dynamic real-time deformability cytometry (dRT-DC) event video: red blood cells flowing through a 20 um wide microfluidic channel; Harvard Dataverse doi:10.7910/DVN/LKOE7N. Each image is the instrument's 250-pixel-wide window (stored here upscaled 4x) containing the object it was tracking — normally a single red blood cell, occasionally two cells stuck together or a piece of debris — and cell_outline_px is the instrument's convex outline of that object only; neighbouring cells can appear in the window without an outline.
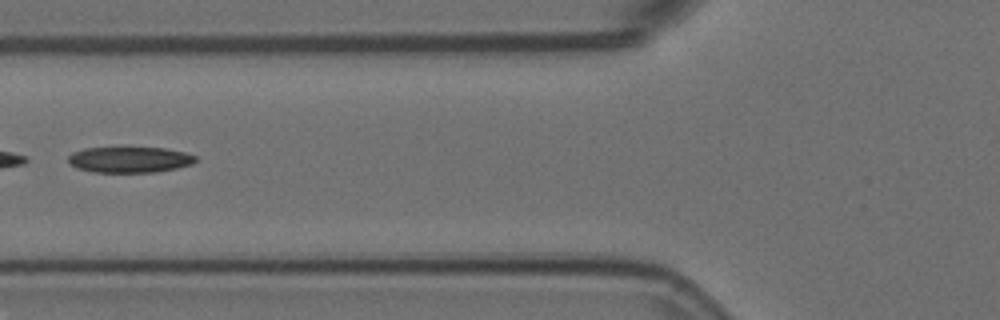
{"species": "Egyptian fruit bat (a non-hibernating species)", "species_latin": "Rousettus aegyptiacus", "temperature_condition": "room temperature", "stored_images_in_passage": 6, "camera_frame_rate_fps": 3000, "um_per_image_px": 0.085, "animal": {"sex": "female"}, "frame": {"image": 1, "passage_image": 3, "time_ms": 0.667, "image_size_px": [1000, 320], "cell_outline_px": [[196, 160], [192, 164], [176, 168], [156, 172], [92, 172], [76, 168], [68, 160], [68, 156], [72, 152], [84, 148], [164, 148], [184, 152], [196, 156]], "centroid_in_image_um": [11.0, 13.57], "position_along_channel_um": 114.8, "area_um2": 19.07}}
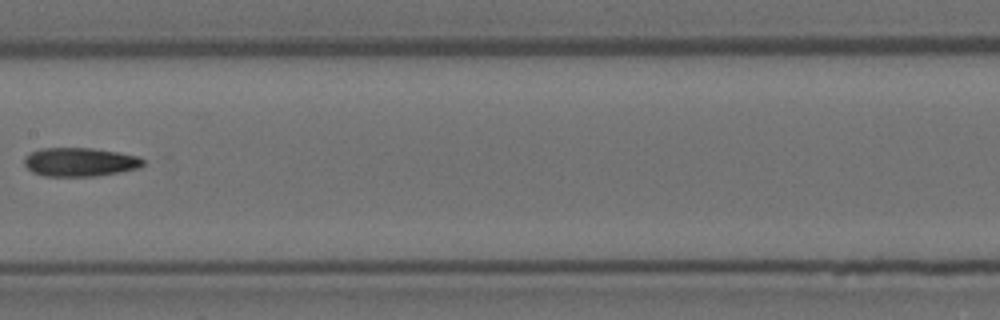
{"frame": {"image": 2, "passage_image": 5, "time_ms": 1.333, "image_size_px": [1000, 320], "cell_outline_px": [[144, 164], [140, 168], [120, 172], [96, 176], [44, 176], [32, 172], [24, 164], [24, 156], [40, 148], [92, 148], [120, 152], [140, 156], [144, 160]], "centroid_in_image_um": [6.82, 13.77], "position_along_channel_um": 200.6, "area_um2": 20.11}}
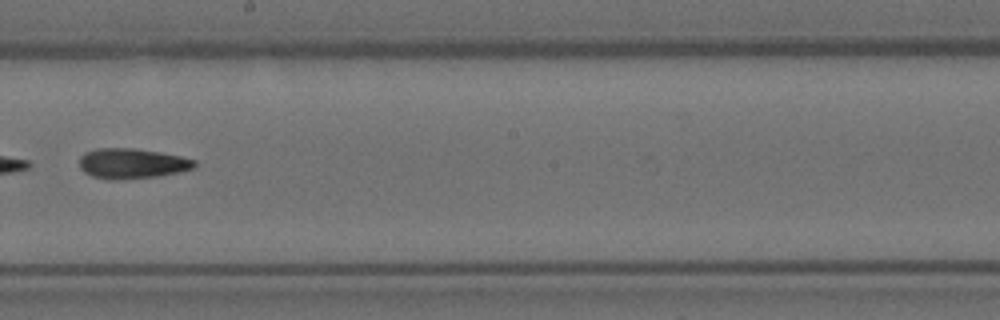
{"frame": {"image": 3, "passage_image": 6, "time_ms": 1.667, "image_size_px": [1000, 320], "cell_outline_px": [[196, 168], [180, 172], [156, 176], [112, 180], [92, 176], [84, 172], [80, 168], [80, 156], [84, 152], [96, 148], [132, 148], [160, 152], [180, 156], [196, 160]], "centroid_in_image_um": [11.22, 13.89], "position_along_channel_um": 237.0, "area_um2": 20.29}}